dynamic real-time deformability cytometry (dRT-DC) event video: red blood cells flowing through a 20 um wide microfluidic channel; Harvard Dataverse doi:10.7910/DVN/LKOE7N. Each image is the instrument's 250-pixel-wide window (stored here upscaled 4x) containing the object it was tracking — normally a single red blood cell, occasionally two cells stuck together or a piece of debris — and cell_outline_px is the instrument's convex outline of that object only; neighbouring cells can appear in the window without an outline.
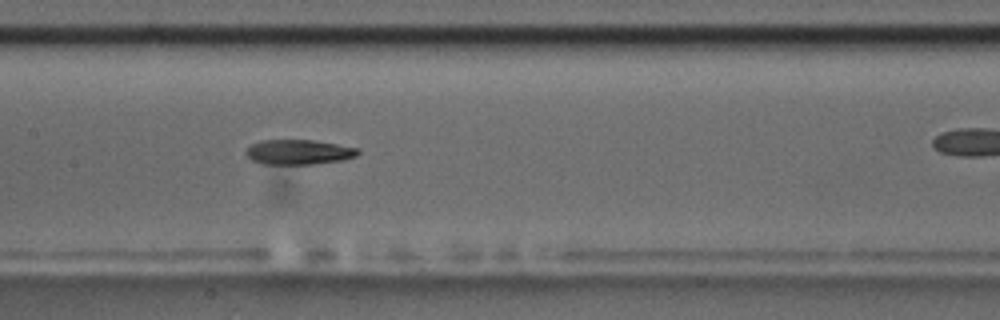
{"species": "common noctule bat (a hibernating species)", "species_latin": "Nyctalus noctula", "temperature_condition": "room temperature", "stored_images_in_passage": 13, "camera_frame_rate_fps": 3000, "um_per_image_px": 0.085, "animal": {"sex": "male", "body_mass_g": 17.5, "forearm_length_mm": 52.3}, "frame": {"image": 1, "passage_image": 8, "time_ms": 8.667, "image_size_px": [1000, 320], "cell_outline_px": [[360, 152], [356, 156], [340, 160], [312, 164], [264, 164], [252, 160], [244, 152], [252, 144], [260, 140], [312, 140], [360, 148]], "centroid_in_image_um": [25.38, 12.92], "position_along_channel_um": 182.0, "area_um2": 16.13}}